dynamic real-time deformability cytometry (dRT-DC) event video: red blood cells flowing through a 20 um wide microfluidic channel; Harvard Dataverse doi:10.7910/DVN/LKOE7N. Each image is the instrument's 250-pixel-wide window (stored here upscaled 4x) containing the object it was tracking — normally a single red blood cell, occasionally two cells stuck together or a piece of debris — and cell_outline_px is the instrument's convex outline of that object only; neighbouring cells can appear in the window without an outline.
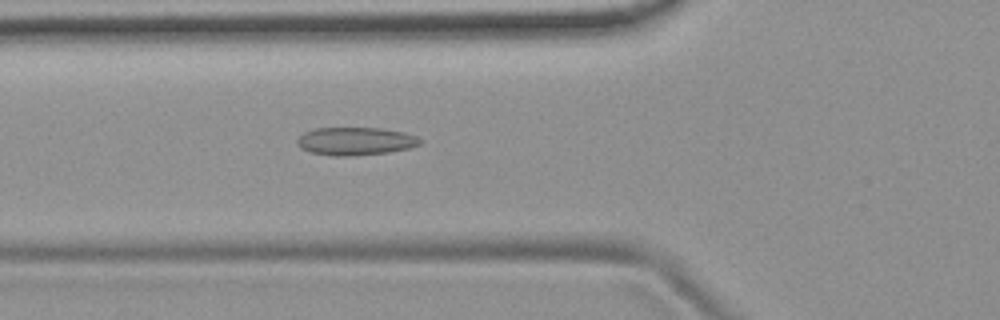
{"species": "common noctule bat (a hibernating species)", "species_latin": "Nyctalus noctula", "temperature_condition": "room temperature", "stored_images_in_passage": 53, "camera_frame_rate_fps": 3000, "um_per_image_px": 0.085, "animal": {"sex": "female", "body_mass_g": 19.9}, "frame": {"image": 1, "passage_image": 19, "time_ms": 6.0, "image_size_px": [1000, 320], "cell_outline_px": [[424, 140], [420, 144], [412, 148], [388, 152], [352, 156], [332, 156], [312, 152], [300, 148], [296, 144], [296, 140], [304, 132], [316, 128], [380, 128], [404, 132], [416, 136]], "centroid_in_image_um": [30.23, 12.0], "position_along_channel_um": 95.6, "area_um2": 20.17}}
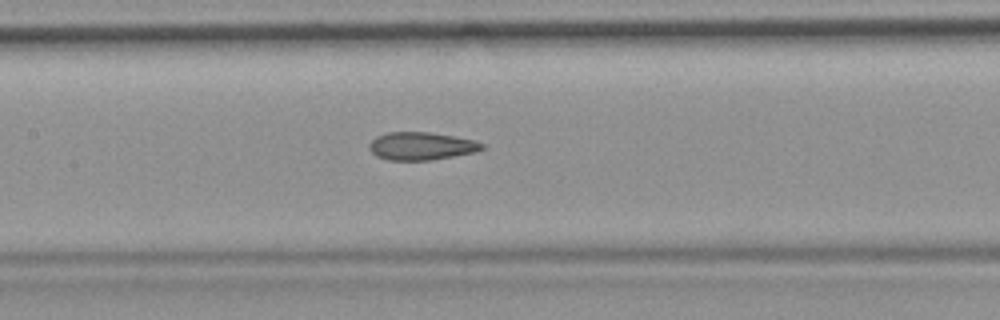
{"frame": {"image": 2, "passage_image": 25, "time_ms": 8.0, "image_size_px": [1000, 320], "cell_outline_px": [[484, 148], [476, 152], [432, 160], [388, 160], [376, 156], [368, 148], [368, 144], [376, 136], [388, 132], [428, 132], [476, 140], [484, 144]], "centroid_in_image_um": [35.8, 12.42], "position_along_channel_um": 171.6, "area_um2": 18.38}}
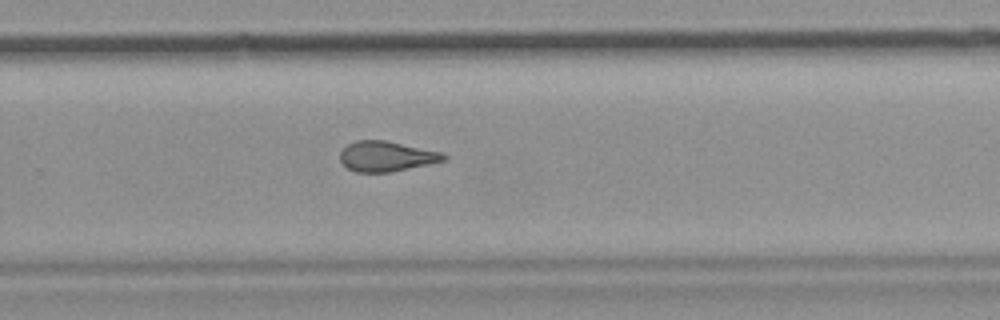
{"frame": {"image": 3, "passage_image": 35, "time_ms": 11.333, "image_size_px": [1000, 320], "cell_outline_px": [[448, 156], [444, 160], [428, 164], [392, 172], [356, 172], [348, 168], [340, 160], [340, 152], [348, 144], [356, 140], [384, 140], [444, 152]], "centroid_in_image_um": [32.86, 13.28], "position_along_channel_um": 296.9, "area_um2": 18.21}, "authors_computed_cell_mechanics": {"area_um2": 19.3052, "velocity_mm_per_s": 3.7853, "shape_relaxation_time_tau1_ms": null, "shape_relaxation_time_tau2_ms": 3.0184, "deformation_change_tau1": null, "deformation_change_tau2": 0.1069}}